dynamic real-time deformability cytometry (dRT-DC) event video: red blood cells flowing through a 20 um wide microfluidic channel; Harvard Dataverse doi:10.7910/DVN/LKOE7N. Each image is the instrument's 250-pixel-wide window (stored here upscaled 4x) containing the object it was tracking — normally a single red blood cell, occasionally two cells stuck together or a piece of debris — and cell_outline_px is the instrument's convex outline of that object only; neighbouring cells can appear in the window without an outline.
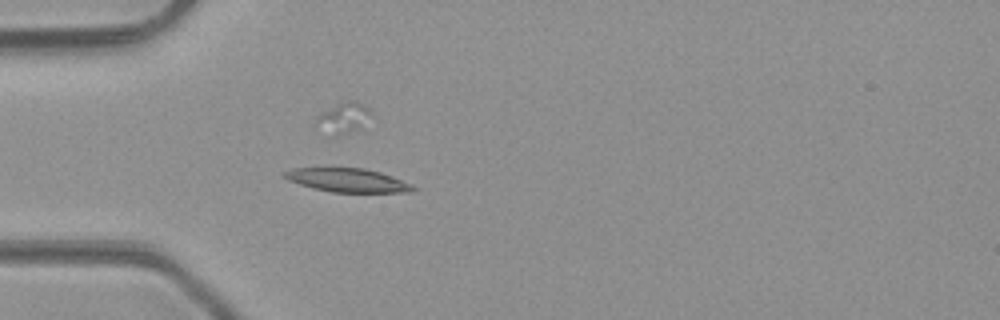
{"species": "common noctule bat (a hibernating species)", "species_latin": "Nyctalus noctula", "temperature_condition": "room temperature", "stored_images_in_passage": 11, "camera_frame_rate_fps": 3000, "um_per_image_px": 0.085, "animal": {"sex": "male", "body_mass_g": 23.1, "forearm_length_mm": 52.7}, "frame": {"image": 1, "passage_image": 5, "time_ms": 1.333, "image_size_px": [1000, 320], "cell_outline_px": [[416, 188], [412, 192], [332, 192], [312, 188], [288, 180], [280, 172], [292, 168], [332, 164], [364, 168], [380, 172], [392, 176], [412, 184]], "centroid_in_image_um": [29.44, 15.25], "position_along_channel_um": 55.6, "area_um2": 18.79}}